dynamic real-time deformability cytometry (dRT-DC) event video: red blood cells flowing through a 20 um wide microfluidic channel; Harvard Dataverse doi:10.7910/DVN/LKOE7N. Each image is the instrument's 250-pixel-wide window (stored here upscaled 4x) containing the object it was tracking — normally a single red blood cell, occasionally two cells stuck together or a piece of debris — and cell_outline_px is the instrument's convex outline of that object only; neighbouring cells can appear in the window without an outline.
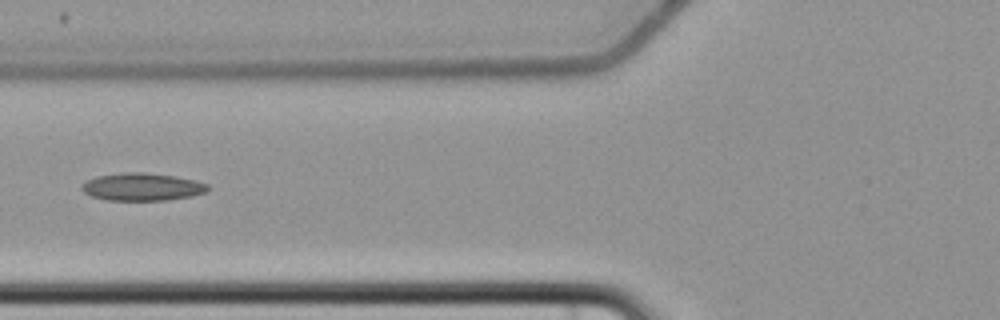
{"species": "common noctule bat (a hibernating species)", "species_latin": "Nyctalus noctula", "temperature_condition": "cold", "stored_images_in_passage": 8, "camera_frame_rate_fps": 3000, "um_per_image_px": 0.085, "animal": {"sex": "female", "body_mass_g": 22.7, "forearm_length_mm": 54.2}, "frame": {"image": 1, "passage_image": 5, "time_ms": 5.0, "image_size_px": [1000, 320], "cell_outline_px": [[212, 188], [208, 192], [192, 196], [168, 200], [108, 200], [92, 196], [84, 192], [80, 188], [88, 180], [96, 176], [128, 172], [144, 172], [176, 176], [196, 180], [208, 184]], "centroid_in_image_um": [12.17, 15.88], "position_along_channel_um": 113.6, "area_um2": 20.4}}
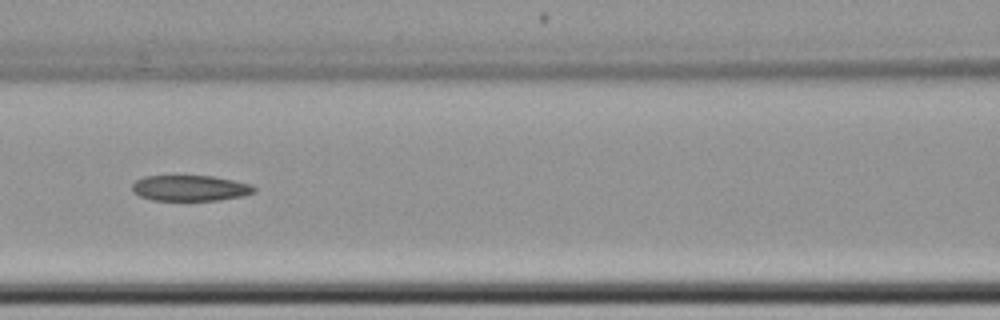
{"frame": {"image": 2, "passage_image": 6, "time_ms": 6.0, "image_size_px": [1000, 320], "cell_outline_px": [[256, 192], [244, 196], [220, 200], [152, 200], [140, 196], [132, 192], [132, 184], [136, 180], [144, 176], [212, 176], [252, 184], [256, 188]], "centroid_in_image_um": [16.18, 15.99], "position_along_channel_um": 150.4, "area_um2": 18.38}}
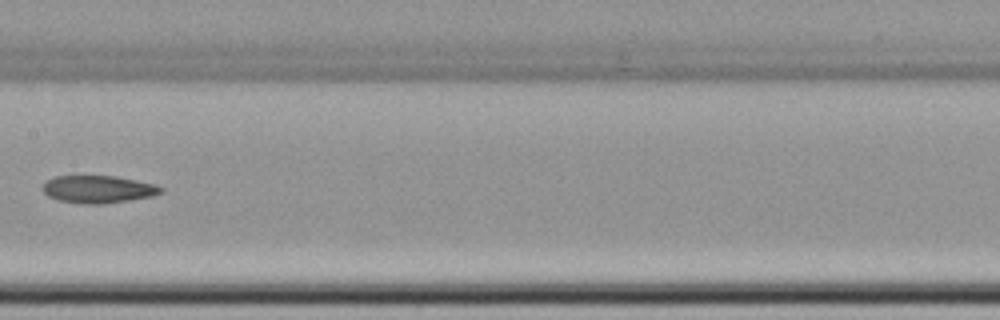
{"frame": {"image": 3, "passage_image": 7, "time_ms": 7.333, "image_size_px": [1000, 320], "cell_outline_px": [[164, 192], [152, 196], [132, 200], [104, 204], [84, 204], [60, 200], [48, 196], [44, 192], [44, 184], [52, 176], [116, 176], [156, 184], [164, 188]], "centroid_in_image_um": [8.41, 16.09], "position_along_channel_um": 199.0, "area_um2": 19.02}}